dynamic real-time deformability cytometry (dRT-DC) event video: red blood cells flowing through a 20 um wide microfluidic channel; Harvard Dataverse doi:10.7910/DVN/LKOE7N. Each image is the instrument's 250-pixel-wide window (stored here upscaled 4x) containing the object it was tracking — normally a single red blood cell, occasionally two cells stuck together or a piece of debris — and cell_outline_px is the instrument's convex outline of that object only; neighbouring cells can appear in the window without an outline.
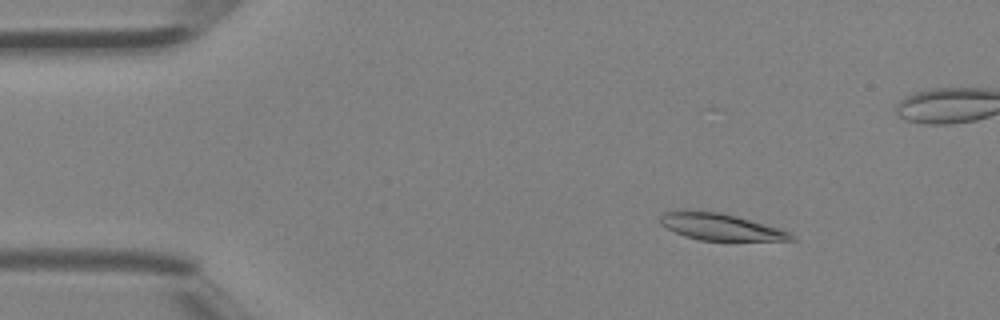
{"species": "Egyptian fruit bat (a non-hibernating species)", "species_latin": "Rousettus aegyptiacus", "temperature_condition": "room temperature", "stored_images_in_passage": 41, "camera_frame_rate_fps": 3000, "um_per_image_px": 0.085, "animal": {"sex": "female"}, "frame": {"image": 1, "passage_image": 5, "time_ms": 1.333, "image_size_px": [1000, 320], "cell_outline_px": [[796, 240], [700, 240], [684, 236], [660, 224], [660, 216], [664, 212], [680, 208], [688, 208], [720, 212], [736, 216], [780, 228], [796, 236]], "centroid_in_image_um": [61.17, 19.24], "position_along_channel_um": 23.8, "area_um2": 20.69}}
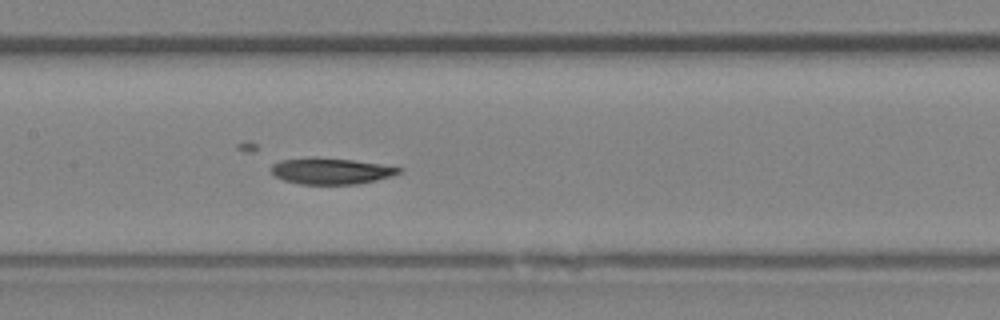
{"frame": {"image": 2, "passage_image": 19, "time_ms": 6.0, "image_size_px": [1000, 320], "cell_outline_px": [[404, 168], [400, 172], [392, 176], [376, 180], [356, 184], [300, 184], [284, 180], [276, 176], [272, 172], [272, 164], [280, 160], [316, 156], [352, 160], [380, 164]], "centroid_in_image_um": [28.13, 14.52], "position_along_channel_um": 179.3, "area_um2": 19.54}}
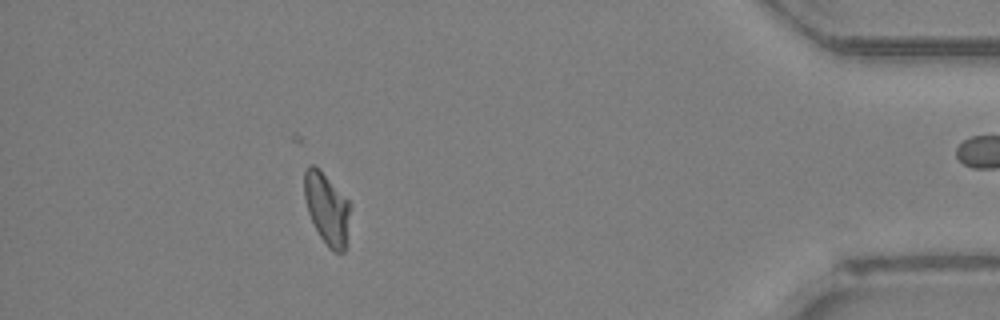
{"frame": {"image": 3, "passage_image": 36, "time_ms": 11.667, "image_size_px": [1000, 320], "cell_outline_px": [[352, 204], [348, 244], [344, 252], [332, 252], [328, 248], [320, 236], [308, 212], [304, 196], [304, 172], [312, 164], [320, 168]], "centroid_in_image_um": [27.85, 17.77], "position_along_channel_um": 407.4, "area_um2": 19.71}}